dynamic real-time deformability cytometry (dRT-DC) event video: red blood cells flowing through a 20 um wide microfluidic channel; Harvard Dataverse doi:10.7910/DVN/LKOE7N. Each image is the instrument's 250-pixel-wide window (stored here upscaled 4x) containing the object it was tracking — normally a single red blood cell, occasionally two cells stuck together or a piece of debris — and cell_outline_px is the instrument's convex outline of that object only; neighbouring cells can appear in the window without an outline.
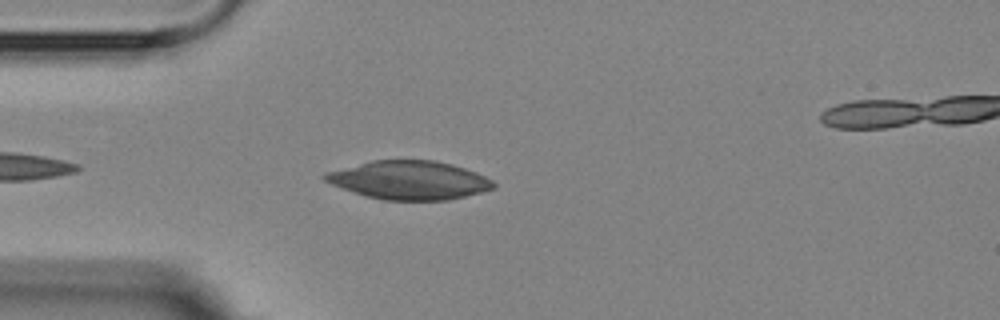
{"species": "Egyptian fruit bat (a non-hibernating species)", "species_latin": "Rousettus aegyptiacus", "temperature_condition": "room temperature", "stored_images_in_passage": 5, "camera_frame_rate_fps": 3000, "um_per_image_px": 0.085, "animal": {"sex": "female"}, "frame": {"image": 1, "passage_image": 4, "time_ms": 4.667, "image_size_px": [1000, 320], "cell_outline_px": [[496, 188], [448, 200], [384, 200], [364, 196], [332, 184], [324, 180], [320, 176], [324, 172], [372, 160], [436, 160], [452, 164], [476, 172], [492, 180], [496, 184]], "centroid_in_image_um": [34.76, 15.31], "position_along_channel_um": 50.2, "area_um2": 37.92}}